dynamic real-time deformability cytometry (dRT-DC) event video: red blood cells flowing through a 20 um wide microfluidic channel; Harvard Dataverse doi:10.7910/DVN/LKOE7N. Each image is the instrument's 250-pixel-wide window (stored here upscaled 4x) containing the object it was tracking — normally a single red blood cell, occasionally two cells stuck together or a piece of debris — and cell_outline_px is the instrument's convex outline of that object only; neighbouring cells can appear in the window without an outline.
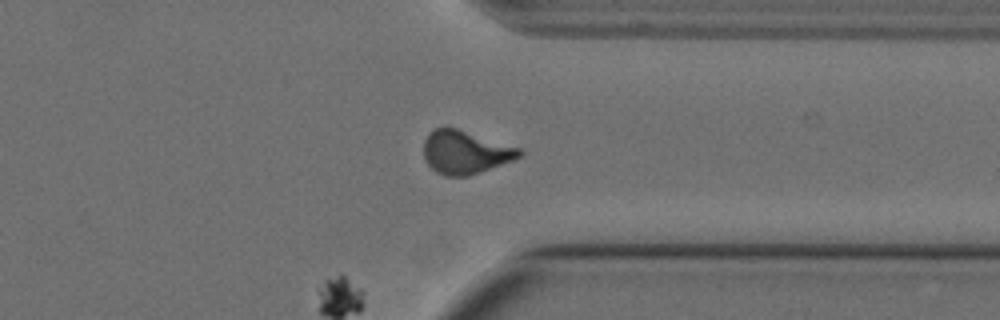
{"species": "Egyptian fruit bat (a non-hibernating species)", "species_latin": "Rousettus aegyptiacus", "temperature_condition": "cold", "stored_images_in_passage": 45, "segment_of_instrument_passage": [3, 3], "camera_frame_rate_fps": 3000, "um_per_image_px": 0.085, "animal": {"sex": "female"}, "frame": {"image": 1, "passage_image": 45, "time_ms": 14.667, "image_size_px": [1000, 320], "cell_outline_px": [[524, 152], [520, 156], [512, 160], [468, 176], [444, 176], [436, 172], [424, 160], [424, 140], [428, 132], [436, 128], [456, 128], [520, 148]], "centroid_in_image_um": [39.51, 12.94], "position_along_channel_um": 371.9, "area_um2": 23.87}}